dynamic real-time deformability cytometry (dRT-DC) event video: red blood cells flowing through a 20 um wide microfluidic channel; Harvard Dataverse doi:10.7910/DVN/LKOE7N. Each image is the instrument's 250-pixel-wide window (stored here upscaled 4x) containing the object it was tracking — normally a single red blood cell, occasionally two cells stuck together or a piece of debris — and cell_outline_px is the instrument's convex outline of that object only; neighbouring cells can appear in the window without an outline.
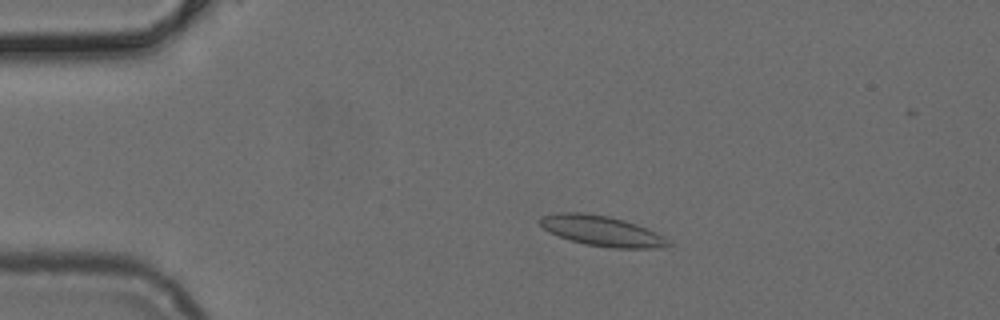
{"species": "common noctule bat (a hibernating species)", "species_latin": "Nyctalus noctula", "temperature_condition": "cold", "stored_images_in_passage": 51, "camera_frame_rate_fps": 3000, "um_per_image_px": 0.085, "animal": {"sex": "female", "body_mass_g": 24.6, "forearm_length_mm": 56.2}, "frame": {"image": 1, "passage_image": 11, "time_ms": 3.333, "image_size_px": [1000, 320], "cell_outline_px": [[672, 244], [660, 248], [612, 248], [584, 244], [548, 232], [540, 224], [540, 216], [560, 212], [584, 212], [608, 216], [624, 220], [636, 224], [656, 232], [664, 236]], "centroid_in_image_um": [51.16, 19.62], "position_along_channel_um": 33.8, "area_um2": 22.6}}
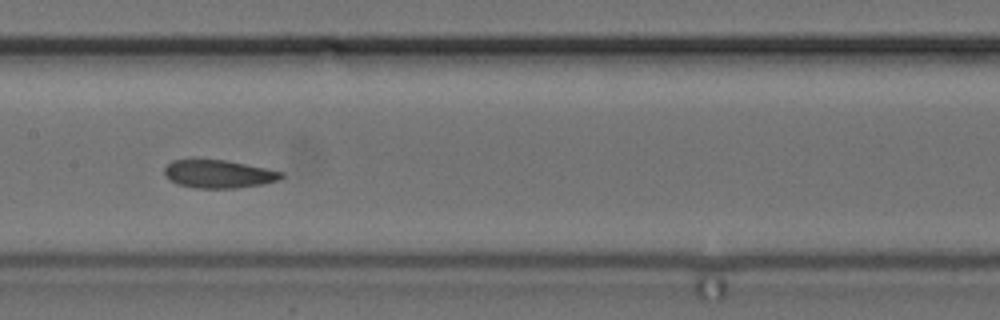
{"frame": {"image": 2, "passage_image": 26, "time_ms": 8.333, "image_size_px": [1000, 320], "cell_outline_px": [[284, 176], [280, 180], [264, 184], [236, 188], [196, 188], [180, 184], [172, 180], [164, 172], [164, 168], [172, 160], [192, 156], [228, 160], [284, 172]], "centroid_in_image_um": [18.58, 14.73], "position_along_channel_um": 188.8, "area_um2": 19.77}}
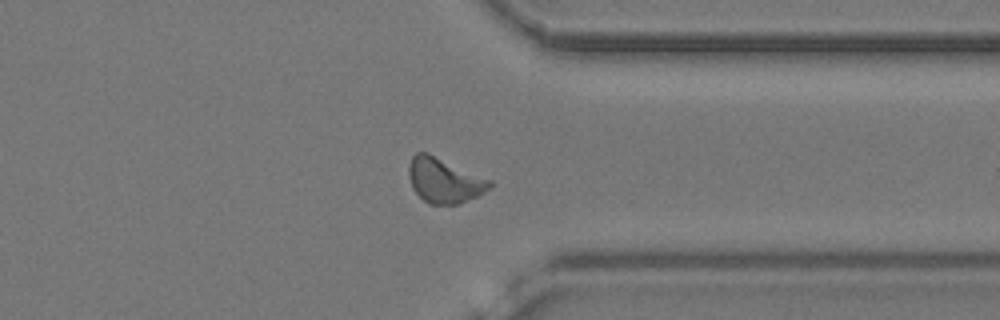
{"frame": {"image": 3, "passage_image": 40, "time_ms": 13.0, "image_size_px": [1000, 320], "cell_outline_px": [[492, 184], [484, 192], [468, 200], [456, 204], [428, 204], [412, 188], [408, 176], [408, 164], [412, 156], [416, 152], [428, 152], [492, 180]], "centroid_in_image_um": [37.73, 15.31], "position_along_channel_um": 373.7, "area_um2": 21.21}}